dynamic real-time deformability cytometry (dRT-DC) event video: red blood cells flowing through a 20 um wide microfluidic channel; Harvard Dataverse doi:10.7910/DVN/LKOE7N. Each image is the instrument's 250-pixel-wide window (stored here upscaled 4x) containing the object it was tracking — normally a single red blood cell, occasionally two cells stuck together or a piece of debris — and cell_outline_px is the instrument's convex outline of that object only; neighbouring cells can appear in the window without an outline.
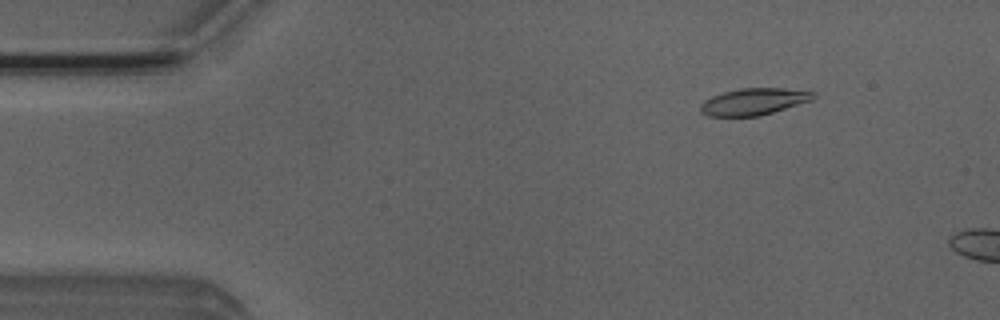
{"species": "Egyptian fruit bat (a non-hibernating species)", "species_latin": "Rousettus aegyptiacus", "temperature_condition": "room temperature", "stored_images_in_passage": 10, "camera_frame_rate_fps": 3000, "um_per_image_px": 0.085, "animal": {"sex": "male"}, "frame": {"image": 1, "passage_image": 6, "time_ms": 1.667, "image_size_px": [1000, 320], "cell_outline_px": [[816, 96], [812, 100], [760, 116], [708, 116], [700, 112], [700, 104], [704, 100], [712, 96], [724, 92], [740, 88], [784, 88], [816, 92]], "centroid_in_image_um": [64.07, 8.63], "position_along_channel_um": 20.9, "area_um2": 17.63}}